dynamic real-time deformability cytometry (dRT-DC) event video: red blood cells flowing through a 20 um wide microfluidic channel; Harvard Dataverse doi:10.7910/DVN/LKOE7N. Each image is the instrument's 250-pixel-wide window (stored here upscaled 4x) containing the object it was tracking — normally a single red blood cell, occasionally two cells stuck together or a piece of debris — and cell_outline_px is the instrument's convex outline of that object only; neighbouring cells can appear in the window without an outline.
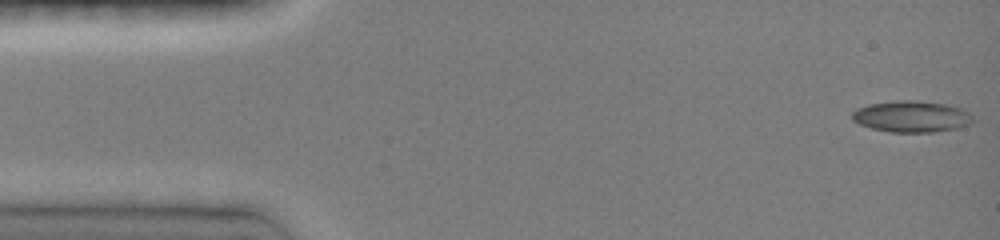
{"species": "common noctule bat (a hibernating species)", "species_latin": "Nyctalus noctula", "temperature_condition": "room temperature", "stored_images_in_passage": 53, "camera_frame_rate_fps": 3000, "um_per_image_px": 0.085, "animal": {"sex": "female", "body_mass_g": 19.0, "forearm_length_mm": 51.5}, "frame": {"image": 1, "passage_image": 1, "time_ms": 0.0, "image_size_px": [1000, 240], "cell_outline_px": [[976, 120], [968, 124], [956, 128], [932, 132], [888, 132], [872, 128], [860, 124], [852, 120], [852, 112], [856, 108], [868, 104], [896, 100], [916, 100], [944, 104], [960, 108], [968, 112]], "centroid_in_image_um": [77.45, 9.9], "position_along_channel_um": 7.5, "area_um2": 22.08}}
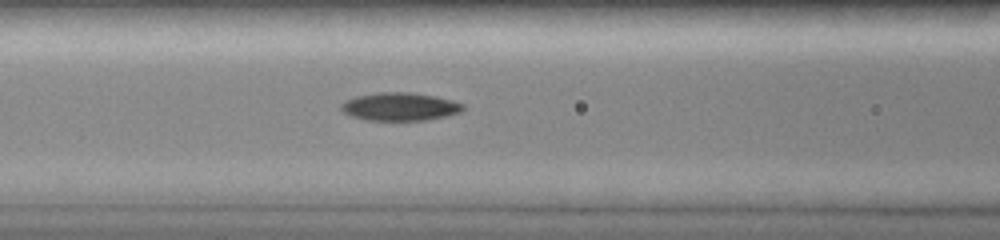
{"frame": {"image": 2, "passage_image": 15, "time_ms": 6.0, "image_size_px": [1000, 240], "cell_outline_px": [[464, 108], [460, 112], [428, 120], [368, 120], [352, 116], [344, 112], [340, 108], [340, 104], [344, 100], [356, 96], [376, 92], [408, 92], [436, 96], [452, 100], [464, 104]], "centroid_in_image_um": [33.97, 9.05], "position_along_channel_um": 132.6, "area_um2": 19.94}}
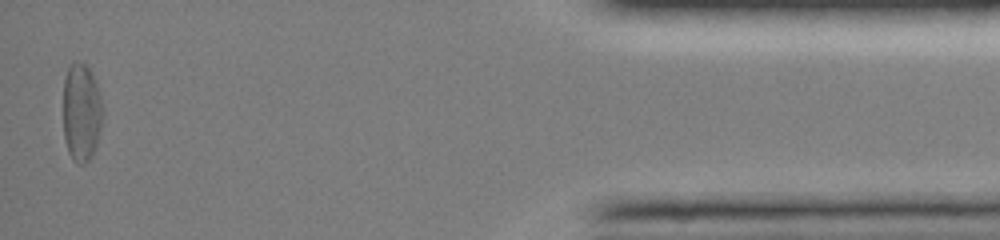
{"frame": {"image": 3, "passage_image": 51, "time_ms": 15.0, "image_size_px": [1000, 240], "cell_outline_px": [[104, 112], [96, 144], [92, 156], [84, 164], [76, 164], [72, 160], [68, 152], [64, 136], [64, 80], [68, 64], [76, 60], [88, 64], [96, 80], [104, 108]], "centroid_in_image_um": [6.93, 9.49], "position_along_channel_um": 428.3, "area_um2": 23.18}, "authors_computed_cell_mechanics": {"area_um2": 20.23, "velocity_mm_per_s": 4.0468, "shape_relaxation_time_tau1_ms": 5.1415, "shape_relaxation_time_tau2_ms": null, "deformation_change_tau1": 0.1355, "deformation_change_tau2": null}}